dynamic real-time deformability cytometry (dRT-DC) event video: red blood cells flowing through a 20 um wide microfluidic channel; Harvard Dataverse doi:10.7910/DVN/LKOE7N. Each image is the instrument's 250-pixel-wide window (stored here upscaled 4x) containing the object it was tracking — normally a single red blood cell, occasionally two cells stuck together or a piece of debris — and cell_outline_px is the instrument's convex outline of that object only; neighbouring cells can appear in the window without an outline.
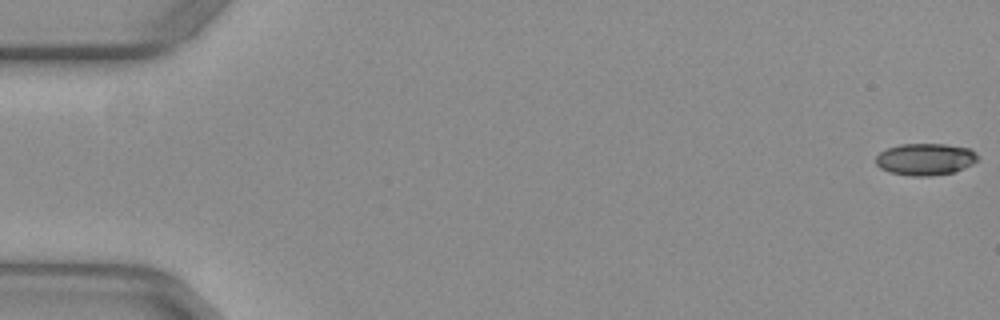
{"species": "common noctule bat (a hibernating species)", "species_latin": "Nyctalus noctula", "temperature_condition": "warm", "stored_images_in_passage": 17, "camera_frame_rate_fps": 3000, "um_per_image_px": 0.085, "animal": {"sex": "female", "body_mass_g": 29.2, "forearm_length_mm": 56.3}, "frame": {"image": 1, "passage_image": 1, "time_ms": 0.0, "image_size_px": [1000, 320], "cell_outline_px": [[976, 160], [972, 164], [952, 172], [932, 176], [912, 176], [888, 172], [880, 168], [876, 164], [876, 156], [880, 152], [888, 148], [900, 144], [944, 144], [968, 148], [976, 152]], "centroid_in_image_um": [78.61, 13.54], "position_along_channel_um": 6.4, "area_um2": 18.79}}
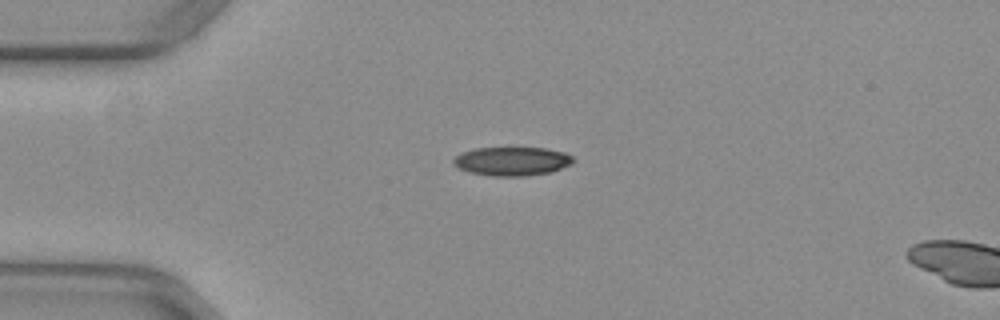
{"frame": {"image": 2, "passage_image": 14, "time_ms": 4.333, "image_size_px": [1000, 320], "cell_outline_px": [[576, 160], [572, 164], [552, 172], [524, 176], [492, 176], [468, 172], [452, 164], [452, 160], [460, 152], [476, 148], [544, 148], [564, 152], [572, 156]], "centroid_in_image_um": [43.52, 13.71], "position_along_channel_um": 41.5, "area_um2": 20.23}}